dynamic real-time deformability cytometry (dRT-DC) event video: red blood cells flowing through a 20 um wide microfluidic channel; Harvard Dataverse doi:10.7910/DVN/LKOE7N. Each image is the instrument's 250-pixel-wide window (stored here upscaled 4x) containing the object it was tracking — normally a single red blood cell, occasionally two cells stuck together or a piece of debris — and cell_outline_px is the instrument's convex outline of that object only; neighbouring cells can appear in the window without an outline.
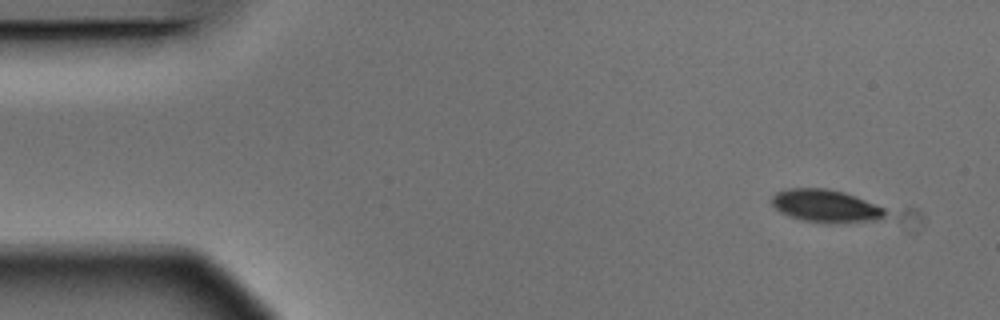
{"species": "Egyptian fruit bat (a non-hibernating species)", "species_latin": "Rousettus aegyptiacus", "temperature_condition": "warm", "stored_images_in_passage": 4, "camera_frame_rate_fps": 3000, "um_per_image_px": 0.085, "animal": {"sex": "male"}, "frame": {"image": 1, "passage_image": 1, "time_ms": 0.0, "image_size_px": [1000, 320], "cell_outline_px": [[884, 216], [876, 220], [836, 224], [828, 224], [804, 220], [780, 212], [772, 204], [772, 196], [776, 192], [788, 188], [828, 188], [844, 192], [884, 208]], "centroid_in_image_um": [70.16, 17.51], "position_along_channel_um": 14.8, "area_um2": 21.5}}
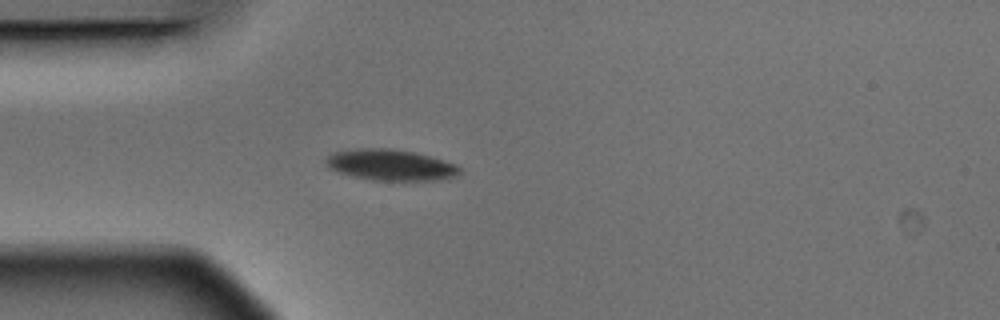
{"frame": {"image": 2, "passage_image": 4, "time_ms": 1.0, "image_size_px": [1000, 320], "cell_outline_px": [[460, 172], [456, 176], [448, 180], [376, 180], [352, 176], [328, 168], [324, 160], [324, 156], [332, 152], [356, 148], [392, 148], [412, 152], [444, 160], [456, 164], [460, 168]], "centroid_in_image_um": [33.17, 14.01], "position_along_channel_um": 51.8, "area_um2": 24.39}}